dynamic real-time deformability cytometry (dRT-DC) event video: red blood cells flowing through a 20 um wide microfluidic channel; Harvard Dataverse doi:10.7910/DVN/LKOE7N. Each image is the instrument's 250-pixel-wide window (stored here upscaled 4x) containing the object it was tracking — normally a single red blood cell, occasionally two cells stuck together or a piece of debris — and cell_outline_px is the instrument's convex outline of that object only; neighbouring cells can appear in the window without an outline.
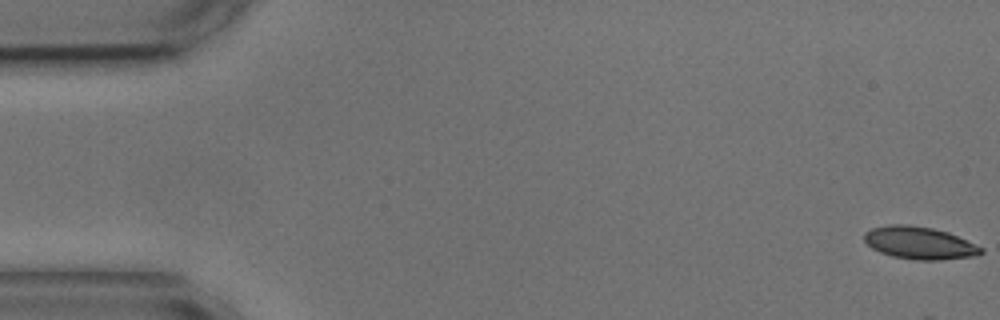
{"species": "common noctule bat (a hibernating species)", "species_latin": "Nyctalus noctula", "temperature_condition": "cold", "stored_images_in_passage": 27, "camera_frame_rate_fps": 3000, "um_per_image_px": 0.085, "animal": {"sex": "male", "body_mass_g": 17.9, "forearm_length_mm": 54.2}, "frame": {"image": 1, "passage_image": 1, "time_ms": 0.0, "image_size_px": [1000, 320], "cell_outline_px": [[984, 252], [976, 256], [940, 260], [916, 260], [892, 256], [880, 252], [872, 248], [864, 240], [864, 232], [872, 228], [888, 224], [908, 224], [932, 228], [948, 232], [984, 248]], "centroid_in_image_um": [78.15, 20.65], "position_along_channel_um": 6.8, "area_um2": 22.2}}
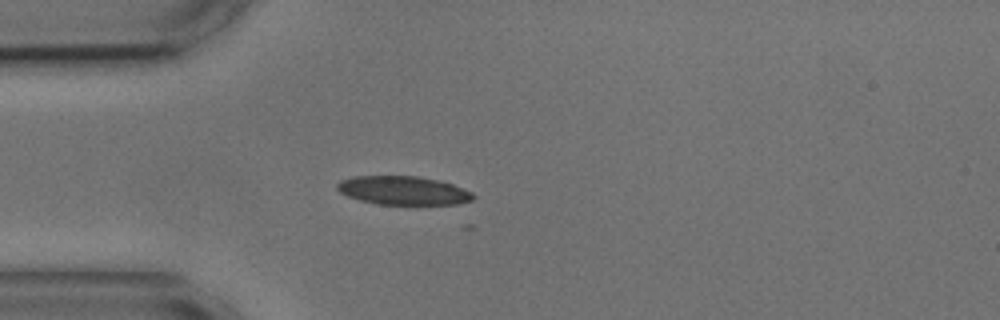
{"frame": {"image": 2, "passage_image": 15, "time_ms": 4.667, "image_size_px": [1000, 320], "cell_outline_px": [[476, 196], [472, 200], [456, 204], [416, 208], [376, 204], [360, 200], [348, 196], [340, 192], [336, 188], [336, 184], [340, 180], [352, 176], [416, 176], [436, 180], [452, 184], [472, 192]], "centroid_in_image_um": [34.3, 16.25], "position_along_channel_um": 50.7, "area_um2": 23.76}}